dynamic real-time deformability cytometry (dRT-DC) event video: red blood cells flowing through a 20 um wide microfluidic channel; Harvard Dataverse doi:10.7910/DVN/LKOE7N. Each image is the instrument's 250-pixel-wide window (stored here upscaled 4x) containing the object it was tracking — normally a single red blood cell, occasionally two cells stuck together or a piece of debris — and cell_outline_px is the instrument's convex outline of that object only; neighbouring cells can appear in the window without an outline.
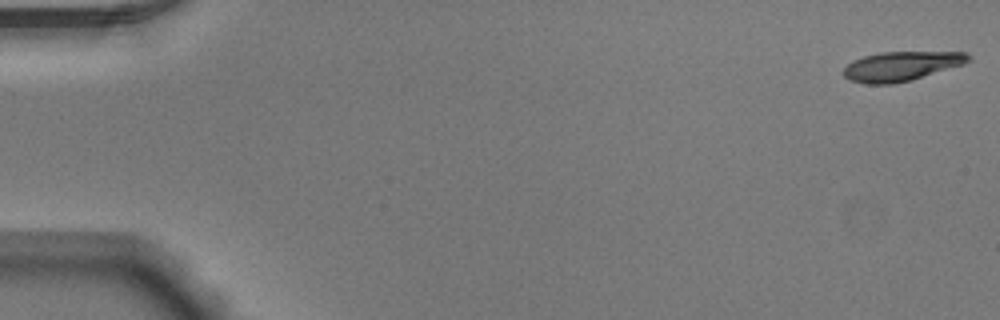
{"species": "Egyptian fruit bat (a non-hibernating species)", "species_latin": "Rousettus aegyptiacus", "temperature_condition": "warm", "stored_images_in_passage": 52, "camera_frame_rate_fps": 3000, "um_per_image_px": 0.085, "animal": {"sex": "male"}, "frame": {"image": 1, "passage_image": 1, "time_ms": 0.0, "image_size_px": [1000, 320], "cell_outline_px": [[972, 60], [964, 64], [912, 80], [892, 84], [864, 84], [848, 80], [840, 72], [852, 60], [864, 56], [880, 52], [968, 52], [972, 56]], "centroid_in_image_um": [76.6, 5.63], "position_along_channel_um": 8.4, "area_um2": 21.73}}
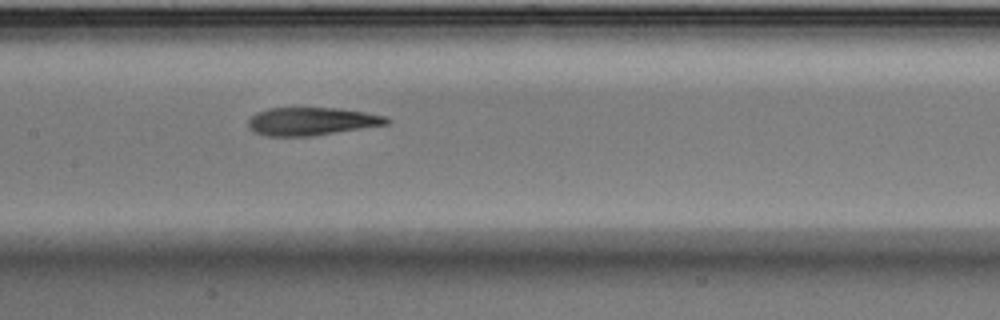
{"frame": {"image": 2, "passage_image": 26, "time_ms": 8.333, "image_size_px": [1000, 320], "cell_outline_px": [[392, 120], [388, 124], [308, 136], [268, 136], [252, 132], [248, 128], [248, 120], [256, 112], [268, 108], [336, 108], [364, 112], [388, 116]], "centroid_in_image_um": [26.46, 10.31], "position_along_channel_um": 180.9, "area_um2": 22.48}}
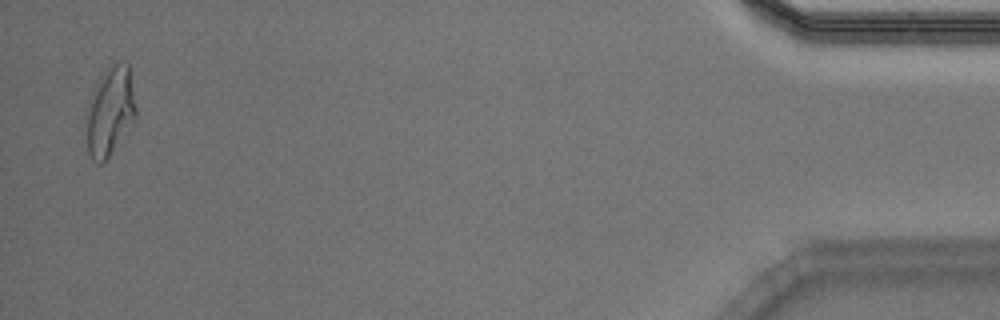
{"frame": {"image": 3, "passage_image": 51, "time_ms": 16.667, "image_size_px": [1000, 320], "cell_outline_px": [[136, 120], [108, 156], [100, 164], [96, 164], [92, 160], [88, 152], [84, 116], [92, 92], [104, 76], [116, 64], [128, 64], [136, 108]], "centroid_in_image_um": [9.33, 9.58], "position_along_channel_um": 425.9, "area_um2": 25.09}, "authors_computed_cell_mechanics": {"area_um2": 23.0044, "velocity_mm_per_s": 3.9234, "shape_relaxation_time_tau1_ms": null, "shape_relaxation_time_tau2_ms": 3.3722, "deformation_change_tau1": null, "deformation_change_tau2": 0.1379}}